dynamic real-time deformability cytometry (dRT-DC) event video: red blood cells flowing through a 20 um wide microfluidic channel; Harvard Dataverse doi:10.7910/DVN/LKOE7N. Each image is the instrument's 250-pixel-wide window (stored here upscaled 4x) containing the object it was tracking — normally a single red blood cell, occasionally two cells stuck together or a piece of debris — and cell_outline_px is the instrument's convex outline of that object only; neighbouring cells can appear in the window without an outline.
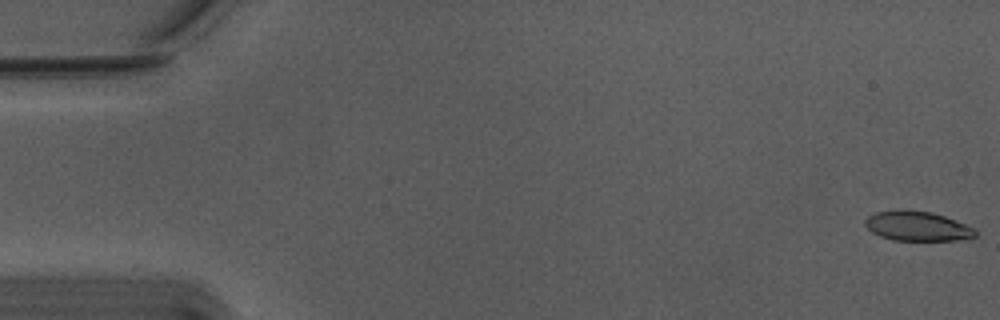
{"species": "Egyptian fruit bat (a non-hibernating species)", "species_latin": "Rousettus aegyptiacus", "temperature_condition": "warm", "stored_images_in_passage": 9, "camera_frame_rate_fps": 3000, "um_per_image_px": 0.085, "animal": {"sex": "male"}, "frame": {"image": 1, "passage_image": 1, "time_ms": 0.0, "image_size_px": [1000, 320], "cell_outline_px": [[976, 236], [972, 240], [892, 240], [880, 236], [872, 232], [864, 224], [864, 220], [868, 216], [876, 212], [932, 212], [944, 216], [976, 228]], "centroid_in_image_um": [78.05, 19.27], "position_along_channel_um": 7.0, "area_um2": 18.61}}